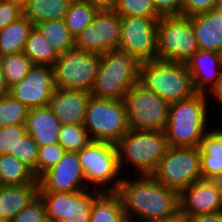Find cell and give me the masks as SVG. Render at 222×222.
<instances>
[{
    "mask_svg": "<svg viewBox=\"0 0 222 222\" xmlns=\"http://www.w3.org/2000/svg\"><path fill=\"white\" fill-rule=\"evenodd\" d=\"M141 176L133 182L124 177L118 178L104 191L118 194L127 220L132 221L137 215L144 222H152L171 217L179 211V193L176 190L160 184L152 175Z\"/></svg>",
    "mask_w": 222,
    "mask_h": 222,
    "instance_id": "obj_1",
    "label": "cell"
},
{
    "mask_svg": "<svg viewBox=\"0 0 222 222\" xmlns=\"http://www.w3.org/2000/svg\"><path fill=\"white\" fill-rule=\"evenodd\" d=\"M207 98L195 93L187 99L170 103L164 129L170 147H199L207 125Z\"/></svg>",
    "mask_w": 222,
    "mask_h": 222,
    "instance_id": "obj_2",
    "label": "cell"
},
{
    "mask_svg": "<svg viewBox=\"0 0 222 222\" xmlns=\"http://www.w3.org/2000/svg\"><path fill=\"white\" fill-rule=\"evenodd\" d=\"M140 62L119 50L101 54L97 77L90 91L93 97L124 100L139 82Z\"/></svg>",
    "mask_w": 222,
    "mask_h": 222,
    "instance_id": "obj_3",
    "label": "cell"
},
{
    "mask_svg": "<svg viewBox=\"0 0 222 222\" xmlns=\"http://www.w3.org/2000/svg\"><path fill=\"white\" fill-rule=\"evenodd\" d=\"M139 83L169 103L191 97V75L185 63L152 60L140 64Z\"/></svg>",
    "mask_w": 222,
    "mask_h": 222,
    "instance_id": "obj_4",
    "label": "cell"
},
{
    "mask_svg": "<svg viewBox=\"0 0 222 222\" xmlns=\"http://www.w3.org/2000/svg\"><path fill=\"white\" fill-rule=\"evenodd\" d=\"M120 169L124 160L141 175H152L169 147L164 131H129L116 143Z\"/></svg>",
    "mask_w": 222,
    "mask_h": 222,
    "instance_id": "obj_5",
    "label": "cell"
},
{
    "mask_svg": "<svg viewBox=\"0 0 222 222\" xmlns=\"http://www.w3.org/2000/svg\"><path fill=\"white\" fill-rule=\"evenodd\" d=\"M83 125L92 141L116 144L129 131L124 100L91 96Z\"/></svg>",
    "mask_w": 222,
    "mask_h": 222,
    "instance_id": "obj_6",
    "label": "cell"
},
{
    "mask_svg": "<svg viewBox=\"0 0 222 222\" xmlns=\"http://www.w3.org/2000/svg\"><path fill=\"white\" fill-rule=\"evenodd\" d=\"M198 51V40L188 17L170 16L158 20L157 60L186 63Z\"/></svg>",
    "mask_w": 222,
    "mask_h": 222,
    "instance_id": "obj_7",
    "label": "cell"
},
{
    "mask_svg": "<svg viewBox=\"0 0 222 222\" xmlns=\"http://www.w3.org/2000/svg\"><path fill=\"white\" fill-rule=\"evenodd\" d=\"M129 129L138 131H164L170 103L139 82L124 98Z\"/></svg>",
    "mask_w": 222,
    "mask_h": 222,
    "instance_id": "obj_8",
    "label": "cell"
},
{
    "mask_svg": "<svg viewBox=\"0 0 222 222\" xmlns=\"http://www.w3.org/2000/svg\"><path fill=\"white\" fill-rule=\"evenodd\" d=\"M152 176L180 193L202 179L199 147H168Z\"/></svg>",
    "mask_w": 222,
    "mask_h": 222,
    "instance_id": "obj_9",
    "label": "cell"
},
{
    "mask_svg": "<svg viewBox=\"0 0 222 222\" xmlns=\"http://www.w3.org/2000/svg\"><path fill=\"white\" fill-rule=\"evenodd\" d=\"M100 61L101 54L77 49L60 54L52 66L55 88L90 92Z\"/></svg>",
    "mask_w": 222,
    "mask_h": 222,
    "instance_id": "obj_10",
    "label": "cell"
},
{
    "mask_svg": "<svg viewBox=\"0 0 222 222\" xmlns=\"http://www.w3.org/2000/svg\"><path fill=\"white\" fill-rule=\"evenodd\" d=\"M160 18L121 17L118 50L140 63L157 60V30Z\"/></svg>",
    "mask_w": 222,
    "mask_h": 222,
    "instance_id": "obj_11",
    "label": "cell"
},
{
    "mask_svg": "<svg viewBox=\"0 0 222 222\" xmlns=\"http://www.w3.org/2000/svg\"><path fill=\"white\" fill-rule=\"evenodd\" d=\"M102 190L74 192H38L44 203L48 222H90L94 199ZM95 194V195H94Z\"/></svg>",
    "mask_w": 222,
    "mask_h": 222,
    "instance_id": "obj_12",
    "label": "cell"
},
{
    "mask_svg": "<svg viewBox=\"0 0 222 222\" xmlns=\"http://www.w3.org/2000/svg\"><path fill=\"white\" fill-rule=\"evenodd\" d=\"M121 16L114 10L98 11L92 23L75 37V49L104 54L118 50Z\"/></svg>",
    "mask_w": 222,
    "mask_h": 222,
    "instance_id": "obj_13",
    "label": "cell"
},
{
    "mask_svg": "<svg viewBox=\"0 0 222 222\" xmlns=\"http://www.w3.org/2000/svg\"><path fill=\"white\" fill-rule=\"evenodd\" d=\"M79 161L86 181L93 185H106L121 172L116 144L91 141L78 152Z\"/></svg>",
    "mask_w": 222,
    "mask_h": 222,
    "instance_id": "obj_14",
    "label": "cell"
},
{
    "mask_svg": "<svg viewBox=\"0 0 222 222\" xmlns=\"http://www.w3.org/2000/svg\"><path fill=\"white\" fill-rule=\"evenodd\" d=\"M54 90L52 67L34 65L19 84L9 89L8 94L31 109L48 106Z\"/></svg>",
    "mask_w": 222,
    "mask_h": 222,
    "instance_id": "obj_15",
    "label": "cell"
},
{
    "mask_svg": "<svg viewBox=\"0 0 222 222\" xmlns=\"http://www.w3.org/2000/svg\"><path fill=\"white\" fill-rule=\"evenodd\" d=\"M221 180L200 179L179 193V210L187 217L220 212Z\"/></svg>",
    "mask_w": 222,
    "mask_h": 222,
    "instance_id": "obj_16",
    "label": "cell"
},
{
    "mask_svg": "<svg viewBox=\"0 0 222 222\" xmlns=\"http://www.w3.org/2000/svg\"><path fill=\"white\" fill-rule=\"evenodd\" d=\"M77 152H67L63 158L39 179L38 192H74L83 191L85 181Z\"/></svg>",
    "mask_w": 222,
    "mask_h": 222,
    "instance_id": "obj_17",
    "label": "cell"
},
{
    "mask_svg": "<svg viewBox=\"0 0 222 222\" xmlns=\"http://www.w3.org/2000/svg\"><path fill=\"white\" fill-rule=\"evenodd\" d=\"M91 96L92 94L85 90L55 88L48 107L61 124H84Z\"/></svg>",
    "mask_w": 222,
    "mask_h": 222,
    "instance_id": "obj_18",
    "label": "cell"
},
{
    "mask_svg": "<svg viewBox=\"0 0 222 222\" xmlns=\"http://www.w3.org/2000/svg\"><path fill=\"white\" fill-rule=\"evenodd\" d=\"M185 64L191 75L193 89L197 93L205 94L207 83L211 80L213 83L210 87L212 88L222 77L220 53L199 50Z\"/></svg>",
    "mask_w": 222,
    "mask_h": 222,
    "instance_id": "obj_19",
    "label": "cell"
},
{
    "mask_svg": "<svg viewBox=\"0 0 222 222\" xmlns=\"http://www.w3.org/2000/svg\"><path fill=\"white\" fill-rule=\"evenodd\" d=\"M25 127L39 147L59 142L61 122L48 106L29 109Z\"/></svg>",
    "mask_w": 222,
    "mask_h": 222,
    "instance_id": "obj_20",
    "label": "cell"
},
{
    "mask_svg": "<svg viewBox=\"0 0 222 222\" xmlns=\"http://www.w3.org/2000/svg\"><path fill=\"white\" fill-rule=\"evenodd\" d=\"M198 40L199 50L222 52V14L217 10L188 17Z\"/></svg>",
    "mask_w": 222,
    "mask_h": 222,
    "instance_id": "obj_21",
    "label": "cell"
},
{
    "mask_svg": "<svg viewBox=\"0 0 222 222\" xmlns=\"http://www.w3.org/2000/svg\"><path fill=\"white\" fill-rule=\"evenodd\" d=\"M207 132L199 145L202 179L222 180V130Z\"/></svg>",
    "mask_w": 222,
    "mask_h": 222,
    "instance_id": "obj_22",
    "label": "cell"
},
{
    "mask_svg": "<svg viewBox=\"0 0 222 222\" xmlns=\"http://www.w3.org/2000/svg\"><path fill=\"white\" fill-rule=\"evenodd\" d=\"M39 184L0 186V219L11 220L37 196Z\"/></svg>",
    "mask_w": 222,
    "mask_h": 222,
    "instance_id": "obj_23",
    "label": "cell"
},
{
    "mask_svg": "<svg viewBox=\"0 0 222 222\" xmlns=\"http://www.w3.org/2000/svg\"><path fill=\"white\" fill-rule=\"evenodd\" d=\"M33 29L34 23L24 15L2 29L0 31V56L23 52Z\"/></svg>",
    "mask_w": 222,
    "mask_h": 222,
    "instance_id": "obj_24",
    "label": "cell"
},
{
    "mask_svg": "<svg viewBox=\"0 0 222 222\" xmlns=\"http://www.w3.org/2000/svg\"><path fill=\"white\" fill-rule=\"evenodd\" d=\"M122 202L116 192H101L93 202L90 222H126Z\"/></svg>",
    "mask_w": 222,
    "mask_h": 222,
    "instance_id": "obj_25",
    "label": "cell"
},
{
    "mask_svg": "<svg viewBox=\"0 0 222 222\" xmlns=\"http://www.w3.org/2000/svg\"><path fill=\"white\" fill-rule=\"evenodd\" d=\"M39 184L33 170L11 154L0 155V186Z\"/></svg>",
    "mask_w": 222,
    "mask_h": 222,
    "instance_id": "obj_26",
    "label": "cell"
},
{
    "mask_svg": "<svg viewBox=\"0 0 222 222\" xmlns=\"http://www.w3.org/2000/svg\"><path fill=\"white\" fill-rule=\"evenodd\" d=\"M72 0H26L23 15L34 25L48 20L64 19Z\"/></svg>",
    "mask_w": 222,
    "mask_h": 222,
    "instance_id": "obj_27",
    "label": "cell"
},
{
    "mask_svg": "<svg viewBox=\"0 0 222 222\" xmlns=\"http://www.w3.org/2000/svg\"><path fill=\"white\" fill-rule=\"evenodd\" d=\"M34 27L47 39L58 55L75 49V38L66 27L64 19L42 21Z\"/></svg>",
    "mask_w": 222,
    "mask_h": 222,
    "instance_id": "obj_28",
    "label": "cell"
},
{
    "mask_svg": "<svg viewBox=\"0 0 222 222\" xmlns=\"http://www.w3.org/2000/svg\"><path fill=\"white\" fill-rule=\"evenodd\" d=\"M23 53L34 65L52 67L58 58V53L42 34L34 27L31 31Z\"/></svg>",
    "mask_w": 222,
    "mask_h": 222,
    "instance_id": "obj_29",
    "label": "cell"
},
{
    "mask_svg": "<svg viewBox=\"0 0 222 222\" xmlns=\"http://www.w3.org/2000/svg\"><path fill=\"white\" fill-rule=\"evenodd\" d=\"M34 66L32 61L23 53L1 55L0 68L8 90L19 84Z\"/></svg>",
    "mask_w": 222,
    "mask_h": 222,
    "instance_id": "obj_30",
    "label": "cell"
},
{
    "mask_svg": "<svg viewBox=\"0 0 222 222\" xmlns=\"http://www.w3.org/2000/svg\"><path fill=\"white\" fill-rule=\"evenodd\" d=\"M98 10L81 0H72L64 17L65 25L75 38L87 28Z\"/></svg>",
    "mask_w": 222,
    "mask_h": 222,
    "instance_id": "obj_31",
    "label": "cell"
},
{
    "mask_svg": "<svg viewBox=\"0 0 222 222\" xmlns=\"http://www.w3.org/2000/svg\"><path fill=\"white\" fill-rule=\"evenodd\" d=\"M29 108L10 94L0 97V128L25 124Z\"/></svg>",
    "mask_w": 222,
    "mask_h": 222,
    "instance_id": "obj_32",
    "label": "cell"
},
{
    "mask_svg": "<svg viewBox=\"0 0 222 222\" xmlns=\"http://www.w3.org/2000/svg\"><path fill=\"white\" fill-rule=\"evenodd\" d=\"M92 140L83 124H61L59 142L67 152H80Z\"/></svg>",
    "mask_w": 222,
    "mask_h": 222,
    "instance_id": "obj_33",
    "label": "cell"
},
{
    "mask_svg": "<svg viewBox=\"0 0 222 222\" xmlns=\"http://www.w3.org/2000/svg\"><path fill=\"white\" fill-rule=\"evenodd\" d=\"M114 11L121 17L161 18L151 0H117Z\"/></svg>",
    "mask_w": 222,
    "mask_h": 222,
    "instance_id": "obj_34",
    "label": "cell"
},
{
    "mask_svg": "<svg viewBox=\"0 0 222 222\" xmlns=\"http://www.w3.org/2000/svg\"><path fill=\"white\" fill-rule=\"evenodd\" d=\"M66 150L60 143L39 147L36 178L39 179L45 172L54 167L64 156Z\"/></svg>",
    "mask_w": 222,
    "mask_h": 222,
    "instance_id": "obj_35",
    "label": "cell"
},
{
    "mask_svg": "<svg viewBox=\"0 0 222 222\" xmlns=\"http://www.w3.org/2000/svg\"><path fill=\"white\" fill-rule=\"evenodd\" d=\"M39 146L29 133L24 134L15 144V157L33 170L36 177V164Z\"/></svg>",
    "mask_w": 222,
    "mask_h": 222,
    "instance_id": "obj_36",
    "label": "cell"
},
{
    "mask_svg": "<svg viewBox=\"0 0 222 222\" xmlns=\"http://www.w3.org/2000/svg\"><path fill=\"white\" fill-rule=\"evenodd\" d=\"M26 133L25 124L0 128V155L11 154L15 157V144Z\"/></svg>",
    "mask_w": 222,
    "mask_h": 222,
    "instance_id": "obj_37",
    "label": "cell"
},
{
    "mask_svg": "<svg viewBox=\"0 0 222 222\" xmlns=\"http://www.w3.org/2000/svg\"><path fill=\"white\" fill-rule=\"evenodd\" d=\"M11 222H48L43 201L37 196L29 205L15 215Z\"/></svg>",
    "mask_w": 222,
    "mask_h": 222,
    "instance_id": "obj_38",
    "label": "cell"
},
{
    "mask_svg": "<svg viewBox=\"0 0 222 222\" xmlns=\"http://www.w3.org/2000/svg\"><path fill=\"white\" fill-rule=\"evenodd\" d=\"M217 0H183L181 16L191 17L216 9Z\"/></svg>",
    "mask_w": 222,
    "mask_h": 222,
    "instance_id": "obj_39",
    "label": "cell"
},
{
    "mask_svg": "<svg viewBox=\"0 0 222 222\" xmlns=\"http://www.w3.org/2000/svg\"><path fill=\"white\" fill-rule=\"evenodd\" d=\"M23 15L21 6L0 0V31Z\"/></svg>",
    "mask_w": 222,
    "mask_h": 222,
    "instance_id": "obj_40",
    "label": "cell"
},
{
    "mask_svg": "<svg viewBox=\"0 0 222 222\" xmlns=\"http://www.w3.org/2000/svg\"><path fill=\"white\" fill-rule=\"evenodd\" d=\"M160 17L181 16L183 0H151Z\"/></svg>",
    "mask_w": 222,
    "mask_h": 222,
    "instance_id": "obj_41",
    "label": "cell"
},
{
    "mask_svg": "<svg viewBox=\"0 0 222 222\" xmlns=\"http://www.w3.org/2000/svg\"><path fill=\"white\" fill-rule=\"evenodd\" d=\"M95 7L98 11L114 10L117 0H81Z\"/></svg>",
    "mask_w": 222,
    "mask_h": 222,
    "instance_id": "obj_42",
    "label": "cell"
},
{
    "mask_svg": "<svg viewBox=\"0 0 222 222\" xmlns=\"http://www.w3.org/2000/svg\"><path fill=\"white\" fill-rule=\"evenodd\" d=\"M189 222H222V213L199 214L188 218Z\"/></svg>",
    "mask_w": 222,
    "mask_h": 222,
    "instance_id": "obj_43",
    "label": "cell"
},
{
    "mask_svg": "<svg viewBox=\"0 0 222 222\" xmlns=\"http://www.w3.org/2000/svg\"><path fill=\"white\" fill-rule=\"evenodd\" d=\"M152 222H189L188 218L179 210L173 216Z\"/></svg>",
    "mask_w": 222,
    "mask_h": 222,
    "instance_id": "obj_44",
    "label": "cell"
},
{
    "mask_svg": "<svg viewBox=\"0 0 222 222\" xmlns=\"http://www.w3.org/2000/svg\"><path fill=\"white\" fill-rule=\"evenodd\" d=\"M211 94H214L216 99L222 102V77L220 78L219 82L212 88H210Z\"/></svg>",
    "mask_w": 222,
    "mask_h": 222,
    "instance_id": "obj_45",
    "label": "cell"
},
{
    "mask_svg": "<svg viewBox=\"0 0 222 222\" xmlns=\"http://www.w3.org/2000/svg\"><path fill=\"white\" fill-rule=\"evenodd\" d=\"M9 92L5 79H4V75H3V71L0 68V97H2L3 95L7 94Z\"/></svg>",
    "mask_w": 222,
    "mask_h": 222,
    "instance_id": "obj_46",
    "label": "cell"
},
{
    "mask_svg": "<svg viewBox=\"0 0 222 222\" xmlns=\"http://www.w3.org/2000/svg\"><path fill=\"white\" fill-rule=\"evenodd\" d=\"M3 1H8V2H11V3L18 4L22 8L24 7V5L26 3V0H3Z\"/></svg>",
    "mask_w": 222,
    "mask_h": 222,
    "instance_id": "obj_47",
    "label": "cell"
},
{
    "mask_svg": "<svg viewBox=\"0 0 222 222\" xmlns=\"http://www.w3.org/2000/svg\"><path fill=\"white\" fill-rule=\"evenodd\" d=\"M216 9L222 14V4H218Z\"/></svg>",
    "mask_w": 222,
    "mask_h": 222,
    "instance_id": "obj_48",
    "label": "cell"
},
{
    "mask_svg": "<svg viewBox=\"0 0 222 222\" xmlns=\"http://www.w3.org/2000/svg\"><path fill=\"white\" fill-rule=\"evenodd\" d=\"M220 213H222V180H221V205H220Z\"/></svg>",
    "mask_w": 222,
    "mask_h": 222,
    "instance_id": "obj_49",
    "label": "cell"
},
{
    "mask_svg": "<svg viewBox=\"0 0 222 222\" xmlns=\"http://www.w3.org/2000/svg\"><path fill=\"white\" fill-rule=\"evenodd\" d=\"M0 222H11V221L7 219H0Z\"/></svg>",
    "mask_w": 222,
    "mask_h": 222,
    "instance_id": "obj_50",
    "label": "cell"
},
{
    "mask_svg": "<svg viewBox=\"0 0 222 222\" xmlns=\"http://www.w3.org/2000/svg\"><path fill=\"white\" fill-rule=\"evenodd\" d=\"M218 4H222V0H217Z\"/></svg>",
    "mask_w": 222,
    "mask_h": 222,
    "instance_id": "obj_51",
    "label": "cell"
},
{
    "mask_svg": "<svg viewBox=\"0 0 222 222\" xmlns=\"http://www.w3.org/2000/svg\"><path fill=\"white\" fill-rule=\"evenodd\" d=\"M220 56H221V66H222V52L220 53Z\"/></svg>",
    "mask_w": 222,
    "mask_h": 222,
    "instance_id": "obj_52",
    "label": "cell"
}]
</instances>
